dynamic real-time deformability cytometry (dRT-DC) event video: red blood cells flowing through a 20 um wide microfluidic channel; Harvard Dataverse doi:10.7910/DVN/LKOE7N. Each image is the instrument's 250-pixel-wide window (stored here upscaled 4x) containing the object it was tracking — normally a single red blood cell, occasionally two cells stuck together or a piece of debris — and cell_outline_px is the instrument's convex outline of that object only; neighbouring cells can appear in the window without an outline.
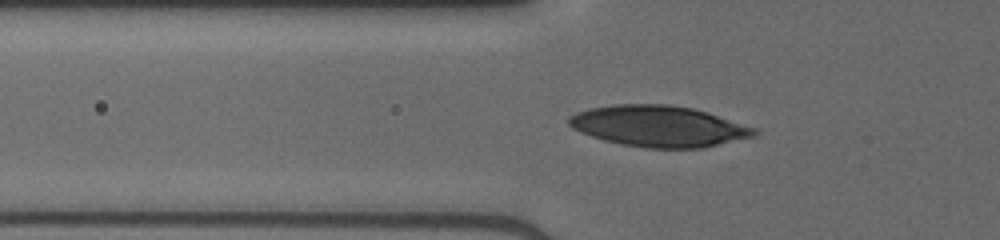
{"species": "human", "species_latin": "Homo sapiens", "temperature_condition": "cold", "stored_images_in_passage": 38, "camera_frame_rate_fps": 3000, "um_per_image_px": 0.085, "donor": {"sex": "male"}, "frame": {"image": 1, "passage_image": 6, "time_ms": 1.667, "image_size_px": [1000, 240], "cell_outline_px": [[756, 136], [700, 148], [644, 148], [620, 144], [604, 140], [580, 132], [572, 128], [568, 124], [568, 120], [576, 112], [588, 108], [616, 104], [664, 104], [692, 108], [708, 112], [756, 128]], "centroid_in_image_um": [55.97, 10.72], "position_along_channel_um": 69.8, "area_um2": 44.27}}
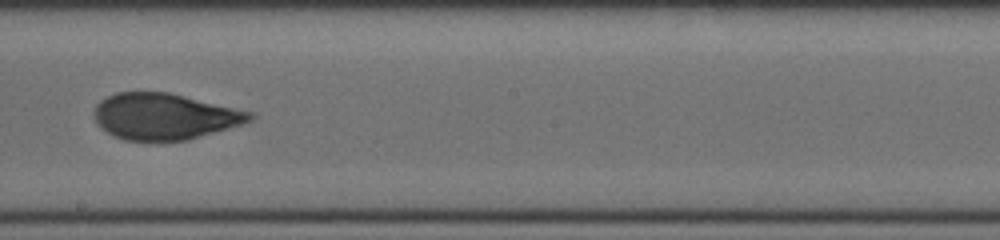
{"frame": {"image": 2, "passage_image": 18, "time_ms": 5.667, "image_size_px": [1000, 240], "cell_outline_px": [[256, 116], [252, 120], [228, 128], [184, 140], [124, 140], [112, 136], [100, 128], [96, 124], [92, 112], [96, 104], [100, 100], [116, 92], [168, 92], [252, 112]], "centroid_in_image_um": [13.9, 9.89], "position_along_channel_um": 234.3, "area_um2": 41.73}}
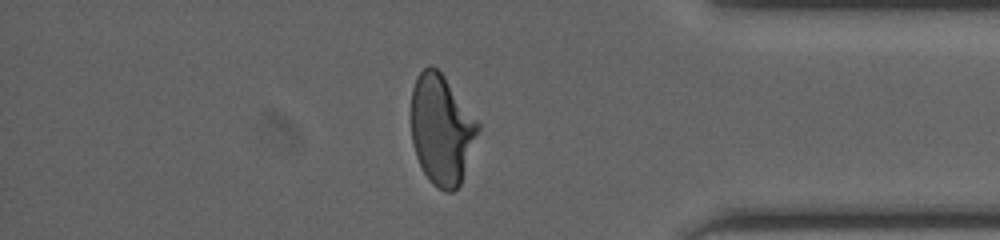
{"frame": {"image": 3, "passage_image": 31, "time_ms": 10.0, "image_size_px": [1000, 240], "cell_outline_px": [[480, 128], [460, 184], [452, 192], [444, 192], [432, 184], [428, 180], [416, 156], [412, 144], [412, 88], [416, 76], [428, 64], [436, 68], [444, 76], [480, 124]], "centroid_in_image_um": [37.52, 11.02], "position_along_channel_um": 397.7, "area_um2": 42.54}}